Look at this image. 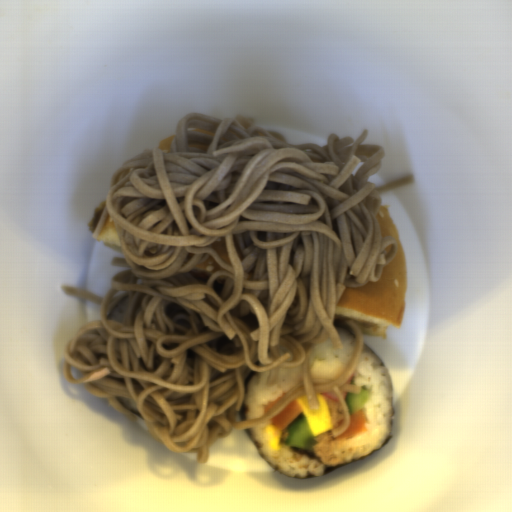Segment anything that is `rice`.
Returning <instances> with one entry per match:
<instances>
[{
	"label": "rice",
	"instance_id": "652b925c",
	"mask_svg": "<svg viewBox=\"0 0 512 512\" xmlns=\"http://www.w3.org/2000/svg\"><path fill=\"white\" fill-rule=\"evenodd\" d=\"M352 377L356 386L369 391L370 399L362 409L366 416L365 428L356 436L339 440L336 437L334 454L329 460H318L312 448L304 450L289 447L284 439L280 449H271L265 427L246 428L263 458L276 470L289 477L310 478L322 475L331 466L353 462L362 458L386 440L393 416L391 378L380 359L363 345Z\"/></svg>",
	"mask_w": 512,
	"mask_h": 512
},
{
	"label": "rice",
	"instance_id": "b023fe2a",
	"mask_svg": "<svg viewBox=\"0 0 512 512\" xmlns=\"http://www.w3.org/2000/svg\"><path fill=\"white\" fill-rule=\"evenodd\" d=\"M120 398V400L125 404V406L127 408H130L132 410H135L137 412H140L137 404L132 400V399H127V398H124V397H121V396H118ZM141 413V412H140Z\"/></svg>",
	"mask_w": 512,
	"mask_h": 512
},
{
	"label": "rice",
	"instance_id": "8eca5e8b",
	"mask_svg": "<svg viewBox=\"0 0 512 512\" xmlns=\"http://www.w3.org/2000/svg\"><path fill=\"white\" fill-rule=\"evenodd\" d=\"M343 349H334L330 339L316 345L310 359V378L336 380L352 360L356 343L347 332L335 328Z\"/></svg>",
	"mask_w": 512,
	"mask_h": 512
},
{
	"label": "rice",
	"instance_id": "acb35da6",
	"mask_svg": "<svg viewBox=\"0 0 512 512\" xmlns=\"http://www.w3.org/2000/svg\"><path fill=\"white\" fill-rule=\"evenodd\" d=\"M128 304V299L123 301L107 318L108 320H114L118 321L123 324L124 322V316H125V310Z\"/></svg>",
	"mask_w": 512,
	"mask_h": 512
},
{
	"label": "rice",
	"instance_id": "023b6e5f",
	"mask_svg": "<svg viewBox=\"0 0 512 512\" xmlns=\"http://www.w3.org/2000/svg\"><path fill=\"white\" fill-rule=\"evenodd\" d=\"M303 381V364L295 368L275 367L256 372L247 385L243 402L246 404L245 421L261 418L267 411L265 404Z\"/></svg>",
	"mask_w": 512,
	"mask_h": 512
}]
</instances>
